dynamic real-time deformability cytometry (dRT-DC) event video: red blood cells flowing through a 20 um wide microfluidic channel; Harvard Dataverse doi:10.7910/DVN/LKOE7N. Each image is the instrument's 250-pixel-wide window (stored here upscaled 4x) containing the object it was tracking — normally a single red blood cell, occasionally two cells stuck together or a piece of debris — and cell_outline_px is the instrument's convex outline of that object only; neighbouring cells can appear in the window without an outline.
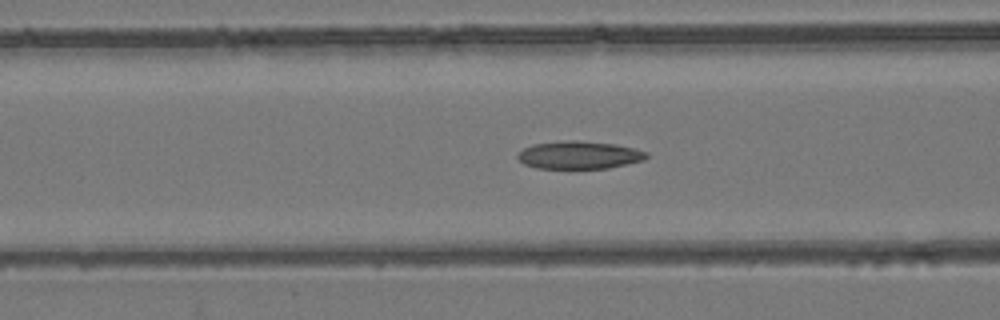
{"species": "common noctule bat (a hibernating species)", "species_latin": "Nyctalus noctula", "temperature_condition": "room temperature", "stored_images_in_passage": 54, "camera_frame_rate_fps": 3000, "um_per_image_px": 0.085, "animal": {"sex": "female", "body_mass_g": 24.6, "forearm_length_mm": 56.2}, "frame": {"image": 1, "passage_image": 22, "time_ms": 7.0, "image_size_px": [1000, 320], "cell_outline_px": [[648, 156], [644, 160], [608, 168], [536, 168], [524, 164], [516, 156], [524, 148], [532, 144], [564, 140], [576, 140], [616, 144], [648, 152]], "centroid_in_image_um": [49.22, 13.17], "position_along_channel_um": 117.4, "area_um2": 20.81}}
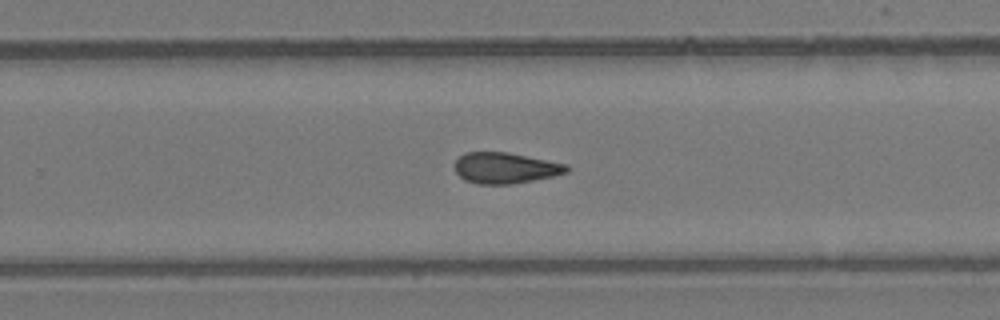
{"frame": {"image": 2, "passage_image": 35, "time_ms": 11.333, "image_size_px": [1000, 320], "cell_outline_px": [[568, 172], [552, 176], [512, 184], [476, 184], [464, 180], [456, 172], [456, 160], [464, 152], [508, 152], [568, 164]], "centroid_in_image_um": [42.94, 14.27], "position_along_channel_um": 286.9, "area_um2": 20.11}}
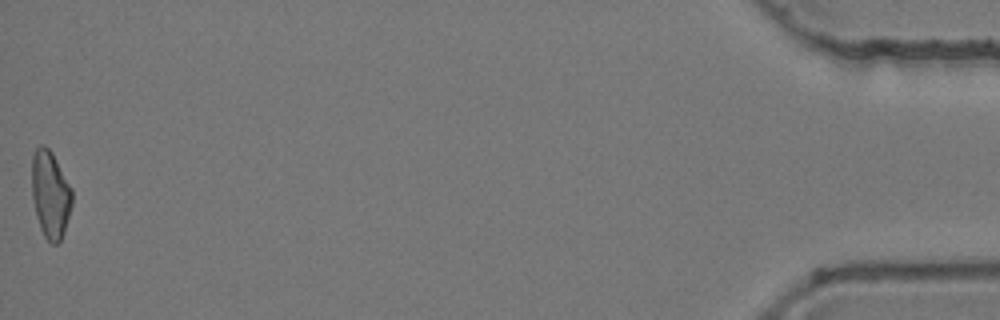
{"frame": {"image": 3, "passage_image": 54, "time_ms": 17.667, "image_size_px": [1000, 320], "cell_outline_px": [[72, 204], [64, 232], [60, 240], [56, 244], [52, 244], [44, 236], [40, 228], [36, 216], [32, 196], [32, 156], [36, 148], [40, 144], [44, 144], [52, 152], [72, 188]], "centroid_in_image_um": [4.28, 16.51], "position_along_channel_um": 430.9, "area_um2": 20.52}, "authors_computed_cell_mechanics": {"area_um2": 20.8369, "velocity_mm_per_s": 3.9103, "shape_relaxation_time_tau1_ms": null, "shape_relaxation_time_tau2_ms": 3.414, "deformation_change_tau1": null, "deformation_change_tau2": 0.1076}}